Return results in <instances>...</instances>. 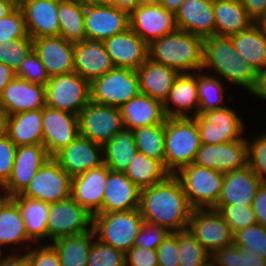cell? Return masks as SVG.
Masks as SVG:
<instances>
[{"instance_id":"60d3db41","label":"cell","mask_w":266,"mask_h":266,"mask_svg":"<svg viewBox=\"0 0 266 266\" xmlns=\"http://www.w3.org/2000/svg\"><path fill=\"white\" fill-rule=\"evenodd\" d=\"M139 153L160 161L165 158V122L132 130Z\"/></svg>"},{"instance_id":"8992f818","label":"cell","mask_w":266,"mask_h":266,"mask_svg":"<svg viewBox=\"0 0 266 266\" xmlns=\"http://www.w3.org/2000/svg\"><path fill=\"white\" fill-rule=\"evenodd\" d=\"M175 176L193 209L214 208L220 198L224 173L194 163L181 168Z\"/></svg>"},{"instance_id":"753ad0ef","label":"cell","mask_w":266,"mask_h":266,"mask_svg":"<svg viewBox=\"0 0 266 266\" xmlns=\"http://www.w3.org/2000/svg\"><path fill=\"white\" fill-rule=\"evenodd\" d=\"M260 25L263 27V29L266 33V17L260 22Z\"/></svg>"},{"instance_id":"5b68a950","label":"cell","mask_w":266,"mask_h":266,"mask_svg":"<svg viewBox=\"0 0 266 266\" xmlns=\"http://www.w3.org/2000/svg\"><path fill=\"white\" fill-rule=\"evenodd\" d=\"M143 221L139 209L96 213L92 216V230L99 241L125 253L134 247Z\"/></svg>"},{"instance_id":"f5cc1de1","label":"cell","mask_w":266,"mask_h":266,"mask_svg":"<svg viewBox=\"0 0 266 266\" xmlns=\"http://www.w3.org/2000/svg\"><path fill=\"white\" fill-rule=\"evenodd\" d=\"M169 233L165 227L143 221L134 246L157 249Z\"/></svg>"},{"instance_id":"4316f807","label":"cell","mask_w":266,"mask_h":266,"mask_svg":"<svg viewBox=\"0 0 266 266\" xmlns=\"http://www.w3.org/2000/svg\"><path fill=\"white\" fill-rule=\"evenodd\" d=\"M177 29L200 37L215 35L213 0H185L175 14Z\"/></svg>"},{"instance_id":"7402d4cb","label":"cell","mask_w":266,"mask_h":266,"mask_svg":"<svg viewBox=\"0 0 266 266\" xmlns=\"http://www.w3.org/2000/svg\"><path fill=\"white\" fill-rule=\"evenodd\" d=\"M33 50L49 77L74 72V42L59 36L33 39Z\"/></svg>"},{"instance_id":"be15d7a7","label":"cell","mask_w":266,"mask_h":266,"mask_svg":"<svg viewBox=\"0 0 266 266\" xmlns=\"http://www.w3.org/2000/svg\"><path fill=\"white\" fill-rule=\"evenodd\" d=\"M15 77V72L0 62V95L2 94L4 87L11 82Z\"/></svg>"},{"instance_id":"4dcf8cb0","label":"cell","mask_w":266,"mask_h":266,"mask_svg":"<svg viewBox=\"0 0 266 266\" xmlns=\"http://www.w3.org/2000/svg\"><path fill=\"white\" fill-rule=\"evenodd\" d=\"M140 92L162 103L169 95L170 89L180 73L149 58L137 70Z\"/></svg>"},{"instance_id":"11a10c76","label":"cell","mask_w":266,"mask_h":266,"mask_svg":"<svg viewBox=\"0 0 266 266\" xmlns=\"http://www.w3.org/2000/svg\"><path fill=\"white\" fill-rule=\"evenodd\" d=\"M156 252L159 266H179L178 232H170Z\"/></svg>"},{"instance_id":"e7e4bbea","label":"cell","mask_w":266,"mask_h":266,"mask_svg":"<svg viewBox=\"0 0 266 266\" xmlns=\"http://www.w3.org/2000/svg\"><path fill=\"white\" fill-rule=\"evenodd\" d=\"M110 4L130 14L139 5V1L138 0H111Z\"/></svg>"},{"instance_id":"83f0119b","label":"cell","mask_w":266,"mask_h":266,"mask_svg":"<svg viewBox=\"0 0 266 266\" xmlns=\"http://www.w3.org/2000/svg\"><path fill=\"white\" fill-rule=\"evenodd\" d=\"M263 182L248 166L224 173V183L217 205L252 206L257 190Z\"/></svg>"},{"instance_id":"f907efd6","label":"cell","mask_w":266,"mask_h":266,"mask_svg":"<svg viewBox=\"0 0 266 266\" xmlns=\"http://www.w3.org/2000/svg\"><path fill=\"white\" fill-rule=\"evenodd\" d=\"M16 38H31L27 34L24 16L19 6L0 19V43Z\"/></svg>"},{"instance_id":"03108f58","label":"cell","mask_w":266,"mask_h":266,"mask_svg":"<svg viewBox=\"0 0 266 266\" xmlns=\"http://www.w3.org/2000/svg\"><path fill=\"white\" fill-rule=\"evenodd\" d=\"M18 6V0H0V19L10 14Z\"/></svg>"},{"instance_id":"91938a15","label":"cell","mask_w":266,"mask_h":266,"mask_svg":"<svg viewBox=\"0 0 266 266\" xmlns=\"http://www.w3.org/2000/svg\"><path fill=\"white\" fill-rule=\"evenodd\" d=\"M249 17L260 23L266 17V0H241Z\"/></svg>"},{"instance_id":"11e5206c","label":"cell","mask_w":266,"mask_h":266,"mask_svg":"<svg viewBox=\"0 0 266 266\" xmlns=\"http://www.w3.org/2000/svg\"><path fill=\"white\" fill-rule=\"evenodd\" d=\"M0 248H1V247H0ZM1 254H2V251H1V249H0V265L2 264V262H3V260H4V257H2ZM1 258H2V259H1Z\"/></svg>"},{"instance_id":"2644e50d","label":"cell","mask_w":266,"mask_h":266,"mask_svg":"<svg viewBox=\"0 0 266 266\" xmlns=\"http://www.w3.org/2000/svg\"><path fill=\"white\" fill-rule=\"evenodd\" d=\"M139 6L159 5L161 0H138Z\"/></svg>"},{"instance_id":"8d00e7d4","label":"cell","mask_w":266,"mask_h":266,"mask_svg":"<svg viewBox=\"0 0 266 266\" xmlns=\"http://www.w3.org/2000/svg\"><path fill=\"white\" fill-rule=\"evenodd\" d=\"M94 238L91 229L80 235L58 238L49 244L56 250L61 266H87Z\"/></svg>"},{"instance_id":"1f68e13d","label":"cell","mask_w":266,"mask_h":266,"mask_svg":"<svg viewBox=\"0 0 266 266\" xmlns=\"http://www.w3.org/2000/svg\"><path fill=\"white\" fill-rule=\"evenodd\" d=\"M5 134L17 147L43 145L42 109L6 116Z\"/></svg>"},{"instance_id":"836d02e7","label":"cell","mask_w":266,"mask_h":266,"mask_svg":"<svg viewBox=\"0 0 266 266\" xmlns=\"http://www.w3.org/2000/svg\"><path fill=\"white\" fill-rule=\"evenodd\" d=\"M239 56L259 71L266 67V33L260 23L230 36Z\"/></svg>"},{"instance_id":"816d5d0a","label":"cell","mask_w":266,"mask_h":266,"mask_svg":"<svg viewBox=\"0 0 266 266\" xmlns=\"http://www.w3.org/2000/svg\"><path fill=\"white\" fill-rule=\"evenodd\" d=\"M15 76L42 86H46L50 78L44 64L34 50L20 64V68L15 73Z\"/></svg>"},{"instance_id":"d590c367","label":"cell","mask_w":266,"mask_h":266,"mask_svg":"<svg viewBox=\"0 0 266 266\" xmlns=\"http://www.w3.org/2000/svg\"><path fill=\"white\" fill-rule=\"evenodd\" d=\"M11 199L18 205L31 242L47 239V219L50 203L20 195H16Z\"/></svg>"},{"instance_id":"d6986e66","label":"cell","mask_w":266,"mask_h":266,"mask_svg":"<svg viewBox=\"0 0 266 266\" xmlns=\"http://www.w3.org/2000/svg\"><path fill=\"white\" fill-rule=\"evenodd\" d=\"M49 158L44 145L18 146L11 175L3 185L9 197L20 195Z\"/></svg>"},{"instance_id":"6da1fadb","label":"cell","mask_w":266,"mask_h":266,"mask_svg":"<svg viewBox=\"0 0 266 266\" xmlns=\"http://www.w3.org/2000/svg\"><path fill=\"white\" fill-rule=\"evenodd\" d=\"M138 209L144 221L165 227L169 232L186 230L194 210L180 180L173 174L141 189Z\"/></svg>"},{"instance_id":"e0dca14e","label":"cell","mask_w":266,"mask_h":266,"mask_svg":"<svg viewBox=\"0 0 266 266\" xmlns=\"http://www.w3.org/2000/svg\"><path fill=\"white\" fill-rule=\"evenodd\" d=\"M101 154H103L102 145L79 134L71 144L59 151L53 158L73 178L104 164Z\"/></svg>"},{"instance_id":"3957f363","label":"cell","mask_w":266,"mask_h":266,"mask_svg":"<svg viewBox=\"0 0 266 266\" xmlns=\"http://www.w3.org/2000/svg\"><path fill=\"white\" fill-rule=\"evenodd\" d=\"M210 67L228 82L246 88L249 93L253 90L258 71L238 55L230 37L204 38L202 70Z\"/></svg>"},{"instance_id":"db71d44e","label":"cell","mask_w":266,"mask_h":266,"mask_svg":"<svg viewBox=\"0 0 266 266\" xmlns=\"http://www.w3.org/2000/svg\"><path fill=\"white\" fill-rule=\"evenodd\" d=\"M17 146L5 134L0 137V185H4L12 172Z\"/></svg>"},{"instance_id":"ac0fdd59","label":"cell","mask_w":266,"mask_h":266,"mask_svg":"<svg viewBox=\"0 0 266 266\" xmlns=\"http://www.w3.org/2000/svg\"><path fill=\"white\" fill-rule=\"evenodd\" d=\"M86 38L105 40L130 28L129 13L114 5L85 6Z\"/></svg>"},{"instance_id":"7dc6e473","label":"cell","mask_w":266,"mask_h":266,"mask_svg":"<svg viewBox=\"0 0 266 266\" xmlns=\"http://www.w3.org/2000/svg\"><path fill=\"white\" fill-rule=\"evenodd\" d=\"M234 244L245 246L252 252L256 251L266 259V227L255 223L234 233Z\"/></svg>"},{"instance_id":"7a4b0ae2","label":"cell","mask_w":266,"mask_h":266,"mask_svg":"<svg viewBox=\"0 0 266 266\" xmlns=\"http://www.w3.org/2000/svg\"><path fill=\"white\" fill-rule=\"evenodd\" d=\"M203 42L202 37L177 29L150 42L148 58L173 68L180 74L197 73L199 70L202 72Z\"/></svg>"},{"instance_id":"ab89813d","label":"cell","mask_w":266,"mask_h":266,"mask_svg":"<svg viewBox=\"0 0 266 266\" xmlns=\"http://www.w3.org/2000/svg\"><path fill=\"white\" fill-rule=\"evenodd\" d=\"M124 174L139 188L143 189L164 181L170 173L164 165L153 158L138 153Z\"/></svg>"},{"instance_id":"7c38bea8","label":"cell","mask_w":266,"mask_h":266,"mask_svg":"<svg viewBox=\"0 0 266 266\" xmlns=\"http://www.w3.org/2000/svg\"><path fill=\"white\" fill-rule=\"evenodd\" d=\"M92 214L72 197L50 204L47 219V238L52 241L83 234L92 229Z\"/></svg>"},{"instance_id":"4fadbf2b","label":"cell","mask_w":266,"mask_h":266,"mask_svg":"<svg viewBox=\"0 0 266 266\" xmlns=\"http://www.w3.org/2000/svg\"><path fill=\"white\" fill-rule=\"evenodd\" d=\"M193 118L203 144H222L243 138L242 118L230 107L197 114Z\"/></svg>"},{"instance_id":"94428289","label":"cell","mask_w":266,"mask_h":266,"mask_svg":"<svg viewBox=\"0 0 266 266\" xmlns=\"http://www.w3.org/2000/svg\"><path fill=\"white\" fill-rule=\"evenodd\" d=\"M250 94L266 100V67L258 71L254 88Z\"/></svg>"},{"instance_id":"003e7915","label":"cell","mask_w":266,"mask_h":266,"mask_svg":"<svg viewBox=\"0 0 266 266\" xmlns=\"http://www.w3.org/2000/svg\"><path fill=\"white\" fill-rule=\"evenodd\" d=\"M185 0H161L160 5L168 11L176 14Z\"/></svg>"},{"instance_id":"6f0895ef","label":"cell","mask_w":266,"mask_h":266,"mask_svg":"<svg viewBox=\"0 0 266 266\" xmlns=\"http://www.w3.org/2000/svg\"><path fill=\"white\" fill-rule=\"evenodd\" d=\"M125 266H157L158 258L156 249L132 247L125 252Z\"/></svg>"},{"instance_id":"ee69618b","label":"cell","mask_w":266,"mask_h":266,"mask_svg":"<svg viewBox=\"0 0 266 266\" xmlns=\"http://www.w3.org/2000/svg\"><path fill=\"white\" fill-rule=\"evenodd\" d=\"M210 259L211 254L204 249L188 229L178 231L179 266H203Z\"/></svg>"},{"instance_id":"f6af8a7d","label":"cell","mask_w":266,"mask_h":266,"mask_svg":"<svg viewBox=\"0 0 266 266\" xmlns=\"http://www.w3.org/2000/svg\"><path fill=\"white\" fill-rule=\"evenodd\" d=\"M33 51L32 38H16L0 43V62L11 68L15 73L20 64Z\"/></svg>"},{"instance_id":"f35d334b","label":"cell","mask_w":266,"mask_h":266,"mask_svg":"<svg viewBox=\"0 0 266 266\" xmlns=\"http://www.w3.org/2000/svg\"><path fill=\"white\" fill-rule=\"evenodd\" d=\"M31 241L18 205L9 198L0 208V247Z\"/></svg>"},{"instance_id":"9c48e42d","label":"cell","mask_w":266,"mask_h":266,"mask_svg":"<svg viewBox=\"0 0 266 266\" xmlns=\"http://www.w3.org/2000/svg\"><path fill=\"white\" fill-rule=\"evenodd\" d=\"M79 134L104 145L124 128L120 109L90 101L78 114Z\"/></svg>"},{"instance_id":"5bb4252c","label":"cell","mask_w":266,"mask_h":266,"mask_svg":"<svg viewBox=\"0 0 266 266\" xmlns=\"http://www.w3.org/2000/svg\"><path fill=\"white\" fill-rule=\"evenodd\" d=\"M43 145L50 157L79 135L78 115L45 106L42 108Z\"/></svg>"},{"instance_id":"74e56055","label":"cell","mask_w":266,"mask_h":266,"mask_svg":"<svg viewBox=\"0 0 266 266\" xmlns=\"http://www.w3.org/2000/svg\"><path fill=\"white\" fill-rule=\"evenodd\" d=\"M85 6L75 0H58L59 35L71 42L86 39L84 26Z\"/></svg>"},{"instance_id":"f1b7e54d","label":"cell","mask_w":266,"mask_h":266,"mask_svg":"<svg viewBox=\"0 0 266 266\" xmlns=\"http://www.w3.org/2000/svg\"><path fill=\"white\" fill-rule=\"evenodd\" d=\"M163 108L166 117H194L197 115L199 113L198 73L196 75L181 73L170 89ZM190 109L194 110L191 116L189 115Z\"/></svg>"},{"instance_id":"ffe728a7","label":"cell","mask_w":266,"mask_h":266,"mask_svg":"<svg viewBox=\"0 0 266 266\" xmlns=\"http://www.w3.org/2000/svg\"><path fill=\"white\" fill-rule=\"evenodd\" d=\"M18 6L32 39L59 36L58 0H18Z\"/></svg>"},{"instance_id":"d6a6232c","label":"cell","mask_w":266,"mask_h":266,"mask_svg":"<svg viewBox=\"0 0 266 266\" xmlns=\"http://www.w3.org/2000/svg\"><path fill=\"white\" fill-rule=\"evenodd\" d=\"M215 35L227 36L246 30L255 22L241 0H213Z\"/></svg>"},{"instance_id":"e575fe53","label":"cell","mask_w":266,"mask_h":266,"mask_svg":"<svg viewBox=\"0 0 266 266\" xmlns=\"http://www.w3.org/2000/svg\"><path fill=\"white\" fill-rule=\"evenodd\" d=\"M102 148L104 163L116 172H124L139 153L133 131L127 128L117 132Z\"/></svg>"},{"instance_id":"89a4df30","label":"cell","mask_w":266,"mask_h":266,"mask_svg":"<svg viewBox=\"0 0 266 266\" xmlns=\"http://www.w3.org/2000/svg\"><path fill=\"white\" fill-rule=\"evenodd\" d=\"M5 129H6V115L0 109V137L5 135Z\"/></svg>"},{"instance_id":"680465c9","label":"cell","mask_w":266,"mask_h":266,"mask_svg":"<svg viewBox=\"0 0 266 266\" xmlns=\"http://www.w3.org/2000/svg\"><path fill=\"white\" fill-rule=\"evenodd\" d=\"M252 209L256 223L266 227V183H262L253 199Z\"/></svg>"},{"instance_id":"d4e9b609","label":"cell","mask_w":266,"mask_h":266,"mask_svg":"<svg viewBox=\"0 0 266 266\" xmlns=\"http://www.w3.org/2000/svg\"><path fill=\"white\" fill-rule=\"evenodd\" d=\"M107 177L108 167L105 163L73 177L71 197L90 214H96L102 208Z\"/></svg>"},{"instance_id":"a7ac6f4b","label":"cell","mask_w":266,"mask_h":266,"mask_svg":"<svg viewBox=\"0 0 266 266\" xmlns=\"http://www.w3.org/2000/svg\"><path fill=\"white\" fill-rule=\"evenodd\" d=\"M83 6H96L110 4L111 0H75Z\"/></svg>"},{"instance_id":"bcb514c9","label":"cell","mask_w":266,"mask_h":266,"mask_svg":"<svg viewBox=\"0 0 266 266\" xmlns=\"http://www.w3.org/2000/svg\"><path fill=\"white\" fill-rule=\"evenodd\" d=\"M213 209L217 210L224 220L231 227L232 232L250 227L256 223V217L252 206L233 205H216Z\"/></svg>"},{"instance_id":"44dd1931","label":"cell","mask_w":266,"mask_h":266,"mask_svg":"<svg viewBox=\"0 0 266 266\" xmlns=\"http://www.w3.org/2000/svg\"><path fill=\"white\" fill-rule=\"evenodd\" d=\"M45 106V86L16 76L4 87L0 95V109L6 116L42 109Z\"/></svg>"},{"instance_id":"30bf717a","label":"cell","mask_w":266,"mask_h":266,"mask_svg":"<svg viewBox=\"0 0 266 266\" xmlns=\"http://www.w3.org/2000/svg\"><path fill=\"white\" fill-rule=\"evenodd\" d=\"M72 178L50 157L32 178L20 196L55 203L71 197Z\"/></svg>"},{"instance_id":"c3c4849f","label":"cell","mask_w":266,"mask_h":266,"mask_svg":"<svg viewBox=\"0 0 266 266\" xmlns=\"http://www.w3.org/2000/svg\"><path fill=\"white\" fill-rule=\"evenodd\" d=\"M124 257L123 251L96 239L92 243L87 266H125Z\"/></svg>"},{"instance_id":"603a6c76","label":"cell","mask_w":266,"mask_h":266,"mask_svg":"<svg viewBox=\"0 0 266 266\" xmlns=\"http://www.w3.org/2000/svg\"><path fill=\"white\" fill-rule=\"evenodd\" d=\"M113 68L104 40L86 38L74 43V72L89 83Z\"/></svg>"},{"instance_id":"8c879c8a","label":"cell","mask_w":266,"mask_h":266,"mask_svg":"<svg viewBox=\"0 0 266 266\" xmlns=\"http://www.w3.org/2000/svg\"><path fill=\"white\" fill-rule=\"evenodd\" d=\"M0 188L3 190L2 192L5 191V194L0 195V208L4 205V203L10 198L7 191L4 189L3 185H0ZM4 195V196H3Z\"/></svg>"},{"instance_id":"7bdbcfd3","label":"cell","mask_w":266,"mask_h":266,"mask_svg":"<svg viewBox=\"0 0 266 266\" xmlns=\"http://www.w3.org/2000/svg\"><path fill=\"white\" fill-rule=\"evenodd\" d=\"M198 72V99L199 113L203 114L209 111H214L223 106L224 89L223 83L217 76L201 74Z\"/></svg>"},{"instance_id":"6125c7cd","label":"cell","mask_w":266,"mask_h":266,"mask_svg":"<svg viewBox=\"0 0 266 266\" xmlns=\"http://www.w3.org/2000/svg\"><path fill=\"white\" fill-rule=\"evenodd\" d=\"M0 266H30L27 254L23 255L9 254L6 255Z\"/></svg>"},{"instance_id":"52a82bcc","label":"cell","mask_w":266,"mask_h":266,"mask_svg":"<svg viewBox=\"0 0 266 266\" xmlns=\"http://www.w3.org/2000/svg\"><path fill=\"white\" fill-rule=\"evenodd\" d=\"M140 93L136 70L115 67L90 83V101L121 107Z\"/></svg>"},{"instance_id":"34e18365","label":"cell","mask_w":266,"mask_h":266,"mask_svg":"<svg viewBox=\"0 0 266 266\" xmlns=\"http://www.w3.org/2000/svg\"><path fill=\"white\" fill-rule=\"evenodd\" d=\"M203 266H215V264L213 263L212 260H210L209 262H207V263L204 264Z\"/></svg>"},{"instance_id":"277c9868","label":"cell","mask_w":266,"mask_h":266,"mask_svg":"<svg viewBox=\"0 0 266 266\" xmlns=\"http://www.w3.org/2000/svg\"><path fill=\"white\" fill-rule=\"evenodd\" d=\"M201 146L198 127L193 117H167L165 120L164 167L175 175L194 162Z\"/></svg>"},{"instance_id":"f546056e","label":"cell","mask_w":266,"mask_h":266,"mask_svg":"<svg viewBox=\"0 0 266 266\" xmlns=\"http://www.w3.org/2000/svg\"><path fill=\"white\" fill-rule=\"evenodd\" d=\"M124 128L137 129L153 124H162L166 120L163 103L139 93L119 107Z\"/></svg>"},{"instance_id":"9f6ffc18","label":"cell","mask_w":266,"mask_h":266,"mask_svg":"<svg viewBox=\"0 0 266 266\" xmlns=\"http://www.w3.org/2000/svg\"><path fill=\"white\" fill-rule=\"evenodd\" d=\"M30 266H61L56 250L50 245L44 243V246L33 247L30 249L29 244L26 245Z\"/></svg>"},{"instance_id":"681fc988","label":"cell","mask_w":266,"mask_h":266,"mask_svg":"<svg viewBox=\"0 0 266 266\" xmlns=\"http://www.w3.org/2000/svg\"><path fill=\"white\" fill-rule=\"evenodd\" d=\"M247 140V165L266 183V133Z\"/></svg>"},{"instance_id":"484cf974","label":"cell","mask_w":266,"mask_h":266,"mask_svg":"<svg viewBox=\"0 0 266 266\" xmlns=\"http://www.w3.org/2000/svg\"><path fill=\"white\" fill-rule=\"evenodd\" d=\"M140 190L124 172H116L108 168L102 208L97 213L138 209Z\"/></svg>"},{"instance_id":"cb8c5ba5","label":"cell","mask_w":266,"mask_h":266,"mask_svg":"<svg viewBox=\"0 0 266 266\" xmlns=\"http://www.w3.org/2000/svg\"><path fill=\"white\" fill-rule=\"evenodd\" d=\"M115 67L138 70L148 59V43L131 28L104 40Z\"/></svg>"},{"instance_id":"b9f144b4","label":"cell","mask_w":266,"mask_h":266,"mask_svg":"<svg viewBox=\"0 0 266 266\" xmlns=\"http://www.w3.org/2000/svg\"><path fill=\"white\" fill-rule=\"evenodd\" d=\"M211 260L215 266H266V259L256 251L234 243L216 250Z\"/></svg>"},{"instance_id":"2e32d148","label":"cell","mask_w":266,"mask_h":266,"mask_svg":"<svg viewBox=\"0 0 266 266\" xmlns=\"http://www.w3.org/2000/svg\"><path fill=\"white\" fill-rule=\"evenodd\" d=\"M130 28L148 44L177 30L175 14L159 5L137 6L130 14Z\"/></svg>"},{"instance_id":"9a60e30c","label":"cell","mask_w":266,"mask_h":266,"mask_svg":"<svg viewBox=\"0 0 266 266\" xmlns=\"http://www.w3.org/2000/svg\"><path fill=\"white\" fill-rule=\"evenodd\" d=\"M194 164L228 173L247 165L246 139L222 144H203L199 147Z\"/></svg>"},{"instance_id":"ba28073f","label":"cell","mask_w":266,"mask_h":266,"mask_svg":"<svg viewBox=\"0 0 266 266\" xmlns=\"http://www.w3.org/2000/svg\"><path fill=\"white\" fill-rule=\"evenodd\" d=\"M46 106L78 115L90 102V83L76 72L49 78Z\"/></svg>"},{"instance_id":"8fae6325","label":"cell","mask_w":266,"mask_h":266,"mask_svg":"<svg viewBox=\"0 0 266 266\" xmlns=\"http://www.w3.org/2000/svg\"><path fill=\"white\" fill-rule=\"evenodd\" d=\"M187 229L211 255L216 250L234 243L231 227L213 208L194 209Z\"/></svg>"}]
</instances>
